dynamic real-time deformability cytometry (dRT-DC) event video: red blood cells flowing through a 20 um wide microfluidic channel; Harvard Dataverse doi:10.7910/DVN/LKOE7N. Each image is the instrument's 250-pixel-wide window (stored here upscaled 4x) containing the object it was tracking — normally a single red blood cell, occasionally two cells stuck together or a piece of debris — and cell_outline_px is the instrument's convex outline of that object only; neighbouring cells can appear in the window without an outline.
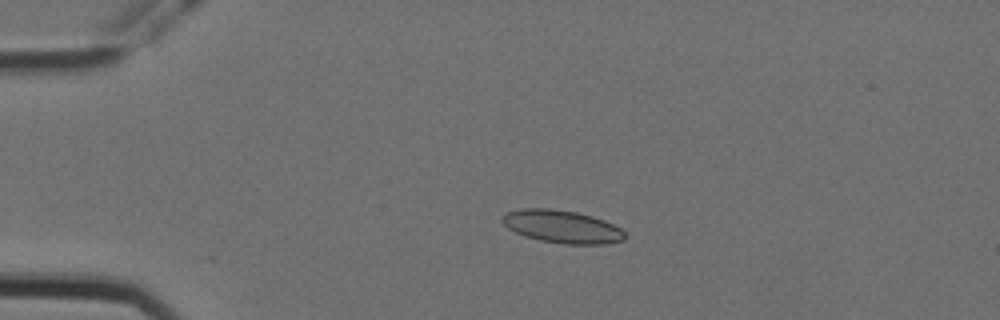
{"species": "Egyptian fruit bat (a non-hibernating species)", "species_latin": "Rousettus aegyptiacus", "temperature_condition": "cold", "stored_images_in_passage": 49, "camera_frame_rate_fps": 3000, "um_per_image_px": 0.085, "animal": {"sex": "female"}, "frame": {"image": 1, "passage_image": 12, "time_ms": 3.667, "image_size_px": [1000, 320], "cell_outline_px": [[624, 240], [608, 244], [564, 244], [540, 240], [524, 236], [508, 228], [500, 220], [500, 216], [504, 212], [524, 208], [548, 208], [576, 212], [592, 216], [604, 220], [620, 228], [624, 232]], "centroid_in_image_um": [47.73, 19.26], "position_along_channel_um": 37.3, "area_um2": 23.52}}
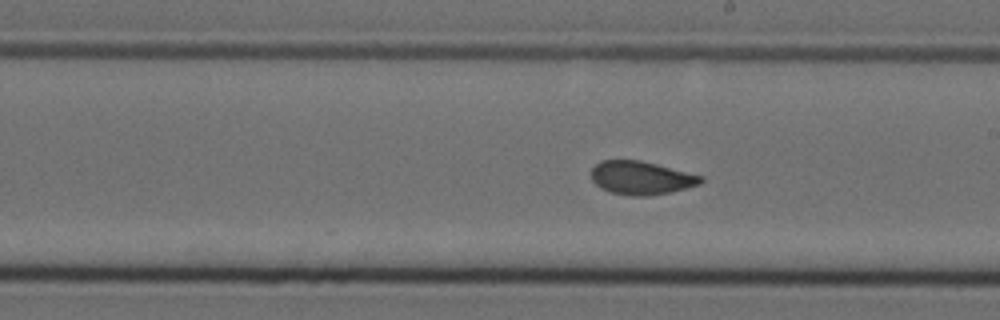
{"frame": {"image": 2, "passage_image": 32, "time_ms": 10.333, "image_size_px": [1000, 320], "cell_outline_px": [[704, 180], [700, 184], [672, 192], [648, 196], [632, 196], [608, 192], [600, 188], [592, 180], [592, 168], [600, 160], [640, 160], [704, 176]], "centroid_in_image_um": [54.5, 15.13], "position_along_channel_um": 234.5, "area_um2": 21.44}}
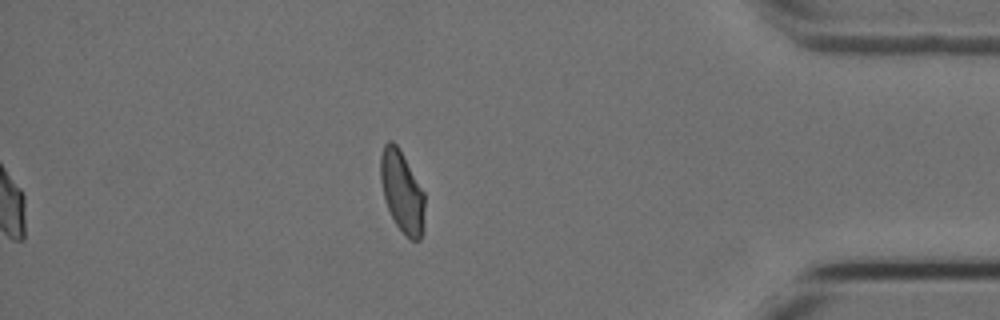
{"frame": {"image": 3, "passage_image": 49, "time_ms": 16.0, "image_size_px": [1000, 320], "cell_outline_px": [[424, 208], [420, 240], [412, 240], [396, 224], [388, 208], [384, 196], [380, 180], [380, 156], [384, 144], [388, 140], [392, 140], [400, 148], [424, 192]], "centroid_in_image_um": [34.15, 16.21], "position_along_channel_um": 401.1, "area_um2": 20.63}, "authors_computed_cell_mechanics": {"area_um2": 21.8484, "velocity_mm_per_s": 3.5518, "shape_relaxation_time_tau1_ms": 5.7155, "shape_relaxation_time_tau2_ms": 1.2417, "deformation_change_tau1": 0.1404, "deformation_change_tau2": 0.059}}